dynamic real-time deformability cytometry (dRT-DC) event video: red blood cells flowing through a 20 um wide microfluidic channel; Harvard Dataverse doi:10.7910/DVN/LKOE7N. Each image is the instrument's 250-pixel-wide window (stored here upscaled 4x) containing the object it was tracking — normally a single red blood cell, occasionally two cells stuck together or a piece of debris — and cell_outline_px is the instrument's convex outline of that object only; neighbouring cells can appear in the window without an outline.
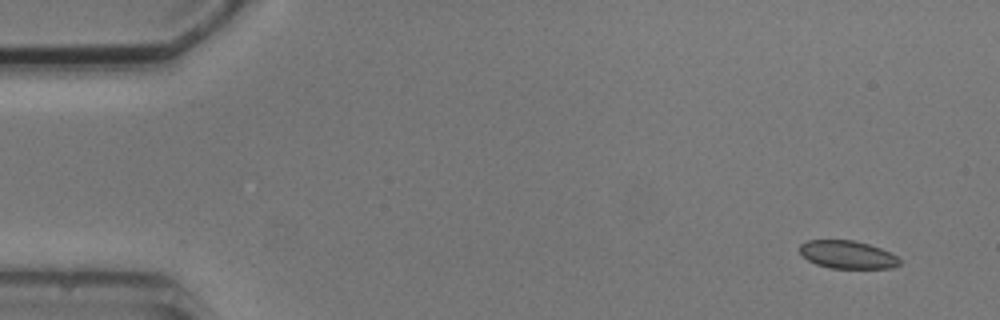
{"species": "common noctule bat (a hibernating species)", "species_latin": "Nyctalus noctula", "temperature_condition": "cold", "stored_images_in_passage": 5, "camera_frame_rate_fps": 3000, "um_per_image_px": 0.085, "animal": {"sex": "male", "body_mass_g": 20.5, "forearm_length_mm": 52.5}, "frame": {"image": 1, "passage_image": 1, "time_ms": 0.0, "image_size_px": [1000, 320], "cell_outline_px": [[900, 264], [892, 268], [828, 268], [816, 264], [808, 260], [800, 252], [800, 244], [808, 240], [852, 240], [868, 244], [880, 248], [896, 256], [900, 260]], "centroid_in_image_um": [72.02, 21.65], "position_along_channel_um": 13.0, "area_um2": 16.13}}
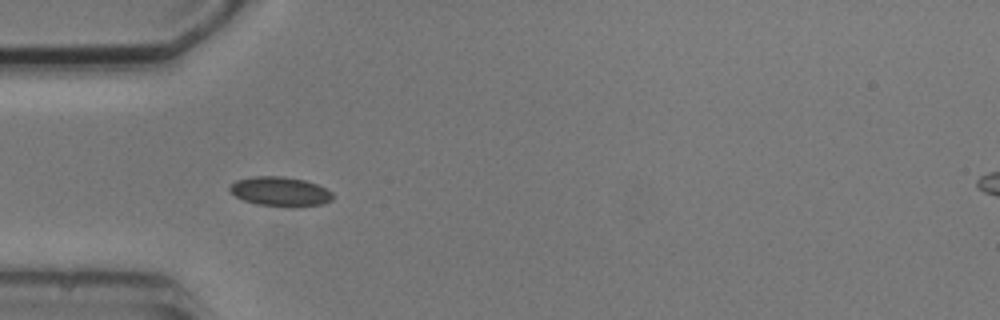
{"frame": {"image": 2, "passage_image": 4, "time_ms": 4.333, "image_size_px": [1000, 320], "cell_outline_px": [[332, 200], [320, 204], [296, 208], [288, 208], [256, 204], [244, 200], [236, 196], [228, 188], [236, 180], [252, 176], [284, 176], [304, 180], [316, 184], [332, 192]], "centroid_in_image_um": [23.81, 16.29], "position_along_channel_um": 61.2, "area_um2": 17.8}}